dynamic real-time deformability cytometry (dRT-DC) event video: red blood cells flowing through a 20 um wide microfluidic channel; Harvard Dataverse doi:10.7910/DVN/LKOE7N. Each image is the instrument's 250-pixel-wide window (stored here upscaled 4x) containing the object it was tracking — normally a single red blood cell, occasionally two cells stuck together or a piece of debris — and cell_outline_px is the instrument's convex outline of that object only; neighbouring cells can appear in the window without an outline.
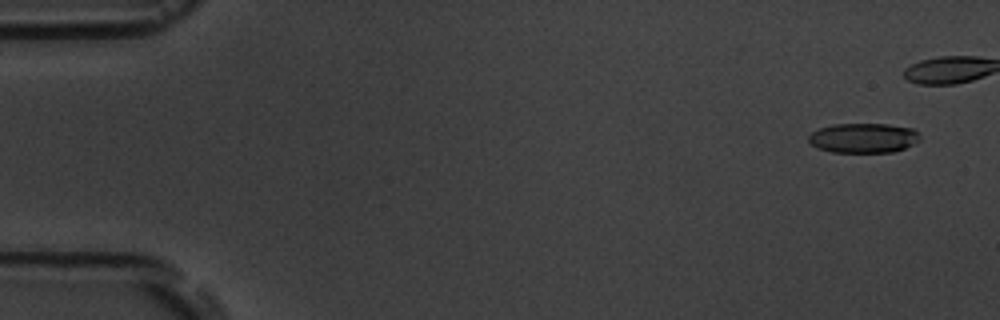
{"species": "common noctule bat (a hibernating species)", "species_latin": "Nyctalus noctula", "temperature_condition": "room temperature", "stored_images_in_passage": 5, "camera_frame_rate_fps": 3000, "um_per_image_px": 0.085, "animal": {"sex": "male", "body_mass_g": 19.5, "forearm_length_mm": 54.6}, "frame": {"image": 1, "passage_image": 1, "time_ms": 0.0, "image_size_px": [1000, 320], "cell_outline_px": [[920, 140], [904, 148], [892, 152], [832, 152], [816, 148], [808, 140], [808, 136], [812, 132], [820, 128], [832, 124], [888, 124], [912, 128], [920, 136]], "centroid_in_image_um": [73.37, 11.73], "position_along_channel_um": 11.6, "area_um2": 19.25}}
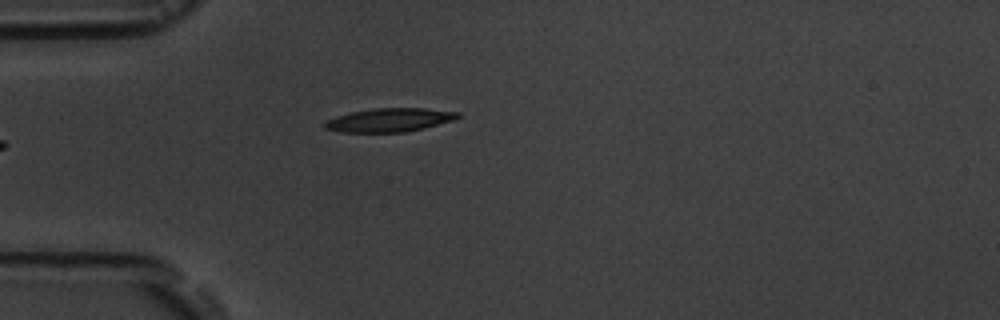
{"frame": {"image": 2, "passage_image": 5, "time_ms": 5.667, "image_size_px": [1000, 320], "cell_outline_px": [[460, 116], [452, 120], [424, 128], [404, 132], [340, 132], [324, 128], [324, 120], [336, 116], [352, 112], [376, 108], [424, 108], [460, 112]], "centroid_in_image_um": [33.07, 10.2], "position_along_channel_um": 51.9, "area_um2": 18.21}}